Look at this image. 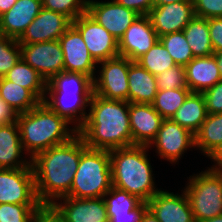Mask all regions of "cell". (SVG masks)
<instances>
[{
    "label": "cell",
    "mask_w": 222,
    "mask_h": 222,
    "mask_svg": "<svg viewBox=\"0 0 222 222\" xmlns=\"http://www.w3.org/2000/svg\"><path fill=\"white\" fill-rule=\"evenodd\" d=\"M88 147L77 134L70 141L41 151L31 159L39 202L50 207L70 193L81 154Z\"/></svg>",
    "instance_id": "1"
},
{
    "label": "cell",
    "mask_w": 222,
    "mask_h": 222,
    "mask_svg": "<svg viewBox=\"0 0 222 222\" xmlns=\"http://www.w3.org/2000/svg\"><path fill=\"white\" fill-rule=\"evenodd\" d=\"M78 134L91 149L110 151L132 146L129 102L108 100L93 93Z\"/></svg>",
    "instance_id": "2"
},
{
    "label": "cell",
    "mask_w": 222,
    "mask_h": 222,
    "mask_svg": "<svg viewBox=\"0 0 222 222\" xmlns=\"http://www.w3.org/2000/svg\"><path fill=\"white\" fill-rule=\"evenodd\" d=\"M24 152L32 159L41 151L70 141L78 130L66 119L40 102L32 110L17 115Z\"/></svg>",
    "instance_id": "3"
},
{
    "label": "cell",
    "mask_w": 222,
    "mask_h": 222,
    "mask_svg": "<svg viewBox=\"0 0 222 222\" xmlns=\"http://www.w3.org/2000/svg\"><path fill=\"white\" fill-rule=\"evenodd\" d=\"M92 94L91 77L63 71L47 82L43 103L79 130L86 121Z\"/></svg>",
    "instance_id": "4"
},
{
    "label": "cell",
    "mask_w": 222,
    "mask_h": 222,
    "mask_svg": "<svg viewBox=\"0 0 222 222\" xmlns=\"http://www.w3.org/2000/svg\"><path fill=\"white\" fill-rule=\"evenodd\" d=\"M148 151L149 147L145 145L109 151L113 187L137 196L146 203L161 190L155 184Z\"/></svg>",
    "instance_id": "5"
},
{
    "label": "cell",
    "mask_w": 222,
    "mask_h": 222,
    "mask_svg": "<svg viewBox=\"0 0 222 222\" xmlns=\"http://www.w3.org/2000/svg\"><path fill=\"white\" fill-rule=\"evenodd\" d=\"M113 187L108 150L87 148L80 157L70 193L67 197L100 198Z\"/></svg>",
    "instance_id": "6"
},
{
    "label": "cell",
    "mask_w": 222,
    "mask_h": 222,
    "mask_svg": "<svg viewBox=\"0 0 222 222\" xmlns=\"http://www.w3.org/2000/svg\"><path fill=\"white\" fill-rule=\"evenodd\" d=\"M183 189L195 222L222 215V172L207 167L190 175Z\"/></svg>",
    "instance_id": "7"
},
{
    "label": "cell",
    "mask_w": 222,
    "mask_h": 222,
    "mask_svg": "<svg viewBox=\"0 0 222 222\" xmlns=\"http://www.w3.org/2000/svg\"><path fill=\"white\" fill-rule=\"evenodd\" d=\"M132 61L123 56H117L98 62V75L93 79V93L108 99L128 102V71ZM97 76V77H96Z\"/></svg>",
    "instance_id": "8"
},
{
    "label": "cell",
    "mask_w": 222,
    "mask_h": 222,
    "mask_svg": "<svg viewBox=\"0 0 222 222\" xmlns=\"http://www.w3.org/2000/svg\"><path fill=\"white\" fill-rule=\"evenodd\" d=\"M153 146L160 159L175 165L179 164L187 150L195 149V136L171 119H164L155 139L148 147L152 150Z\"/></svg>",
    "instance_id": "9"
},
{
    "label": "cell",
    "mask_w": 222,
    "mask_h": 222,
    "mask_svg": "<svg viewBox=\"0 0 222 222\" xmlns=\"http://www.w3.org/2000/svg\"><path fill=\"white\" fill-rule=\"evenodd\" d=\"M41 204L35 191L32 167L0 168V204Z\"/></svg>",
    "instance_id": "10"
},
{
    "label": "cell",
    "mask_w": 222,
    "mask_h": 222,
    "mask_svg": "<svg viewBox=\"0 0 222 222\" xmlns=\"http://www.w3.org/2000/svg\"><path fill=\"white\" fill-rule=\"evenodd\" d=\"M72 24L81 33L90 55L97 63L119 56L118 40L87 12Z\"/></svg>",
    "instance_id": "11"
},
{
    "label": "cell",
    "mask_w": 222,
    "mask_h": 222,
    "mask_svg": "<svg viewBox=\"0 0 222 222\" xmlns=\"http://www.w3.org/2000/svg\"><path fill=\"white\" fill-rule=\"evenodd\" d=\"M21 58L48 82L64 71V54L58 40L20 44Z\"/></svg>",
    "instance_id": "12"
},
{
    "label": "cell",
    "mask_w": 222,
    "mask_h": 222,
    "mask_svg": "<svg viewBox=\"0 0 222 222\" xmlns=\"http://www.w3.org/2000/svg\"><path fill=\"white\" fill-rule=\"evenodd\" d=\"M50 208L65 222H109L104 197L79 199L65 196L57 199Z\"/></svg>",
    "instance_id": "13"
},
{
    "label": "cell",
    "mask_w": 222,
    "mask_h": 222,
    "mask_svg": "<svg viewBox=\"0 0 222 222\" xmlns=\"http://www.w3.org/2000/svg\"><path fill=\"white\" fill-rule=\"evenodd\" d=\"M87 13L118 41L134 20L140 16L134 10L122 6L116 0L107 2L88 0Z\"/></svg>",
    "instance_id": "14"
},
{
    "label": "cell",
    "mask_w": 222,
    "mask_h": 222,
    "mask_svg": "<svg viewBox=\"0 0 222 222\" xmlns=\"http://www.w3.org/2000/svg\"><path fill=\"white\" fill-rule=\"evenodd\" d=\"M58 41L64 54V71L94 79L98 63L90 55L79 30L72 24Z\"/></svg>",
    "instance_id": "15"
},
{
    "label": "cell",
    "mask_w": 222,
    "mask_h": 222,
    "mask_svg": "<svg viewBox=\"0 0 222 222\" xmlns=\"http://www.w3.org/2000/svg\"><path fill=\"white\" fill-rule=\"evenodd\" d=\"M158 40L159 37L148 15H140L118 41L119 55L137 61Z\"/></svg>",
    "instance_id": "16"
},
{
    "label": "cell",
    "mask_w": 222,
    "mask_h": 222,
    "mask_svg": "<svg viewBox=\"0 0 222 222\" xmlns=\"http://www.w3.org/2000/svg\"><path fill=\"white\" fill-rule=\"evenodd\" d=\"M71 25L72 21L67 16L42 8L18 42L32 44L58 40Z\"/></svg>",
    "instance_id": "17"
},
{
    "label": "cell",
    "mask_w": 222,
    "mask_h": 222,
    "mask_svg": "<svg viewBox=\"0 0 222 222\" xmlns=\"http://www.w3.org/2000/svg\"><path fill=\"white\" fill-rule=\"evenodd\" d=\"M193 1H181L161 6H154L148 17L158 37L183 31L185 26L194 18Z\"/></svg>",
    "instance_id": "18"
},
{
    "label": "cell",
    "mask_w": 222,
    "mask_h": 222,
    "mask_svg": "<svg viewBox=\"0 0 222 222\" xmlns=\"http://www.w3.org/2000/svg\"><path fill=\"white\" fill-rule=\"evenodd\" d=\"M180 193L158 191L147 207L160 222H195L188 197L184 190Z\"/></svg>",
    "instance_id": "19"
},
{
    "label": "cell",
    "mask_w": 222,
    "mask_h": 222,
    "mask_svg": "<svg viewBox=\"0 0 222 222\" xmlns=\"http://www.w3.org/2000/svg\"><path fill=\"white\" fill-rule=\"evenodd\" d=\"M132 145L149 146L155 139L164 118L152 104L129 103Z\"/></svg>",
    "instance_id": "20"
},
{
    "label": "cell",
    "mask_w": 222,
    "mask_h": 222,
    "mask_svg": "<svg viewBox=\"0 0 222 222\" xmlns=\"http://www.w3.org/2000/svg\"><path fill=\"white\" fill-rule=\"evenodd\" d=\"M42 8V0H17L0 16V34L18 40Z\"/></svg>",
    "instance_id": "21"
},
{
    "label": "cell",
    "mask_w": 222,
    "mask_h": 222,
    "mask_svg": "<svg viewBox=\"0 0 222 222\" xmlns=\"http://www.w3.org/2000/svg\"><path fill=\"white\" fill-rule=\"evenodd\" d=\"M23 151L17 122L0 125V168L32 167L31 158Z\"/></svg>",
    "instance_id": "22"
},
{
    "label": "cell",
    "mask_w": 222,
    "mask_h": 222,
    "mask_svg": "<svg viewBox=\"0 0 222 222\" xmlns=\"http://www.w3.org/2000/svg\"><path fill=\"white\" fill-rule=\"evenodd\" d=\"M186 82L191 92L203 93L222 80L214 55L194 57L186 66Z\"/></svg>",
    "instance_id": "23"
},
{
    "label": "cell",
    "mask_w": 222,
    "mask_h": 222,
    "mask_svg": "<svg viewBox=\"0 0 222 222\" xmlns=\"http://www.w3.org/2000/svg\"><path fill=\"white\" fill-rule=\"evenodd\" d=\"M128 87L129 103L152 104L158 91L155 75L136 61H132L129 65Z\"/></svg>",
    "instance_id": "24"
},
{
    "label": "cell",
    "mask_w": 222,
    "mask_h": 222,
    "mask_svg": "<svg viewBox=\"0 0 222 222\" xmlns=\"http://www.w3.org/2000/svg\"><path fill=\"white\" fill-rule=\"evenodd\" d=\"M207 116L208 112L204 95L202 93L190 92L171 120L195 135Z\"/></svg>",
    "instance_id": "25"
},
{
    "label": "cell",
    "mask_w": 222,
    "mask_h": 222,
    "mask_svg": "<svg viewBox=\"0 0 222 222\" xmlns=\"http://www.w3.org/2000/svg\"><path fill=\"white\" fill-rule=\"evenodd\" d=\"M195 136V149L206 157L222 144V113L208 114Z\"/></svg>",
    "instance_id": "26"
},
{
    "label": "cell",
    "mask_w": 222,
    "mask_h": 222,
    "mask_svg": "<svg viewBox=\"0 0 222 222\" xmlns=\"http://www.w3.org/2000/svg\"><path fill=\"white\" fill-rule=\"evenodd\" d=\"M183 33L194 57H205L214 53L208 19L194 16L183 29Z\"/></svg>",
    "instance_id": "27"
},
{
    "label": "cell",
    "mask_w": 222,
    "mask_h": 222,
    "mask_svg": "<svg viewBox=\"0 0 222 222\" xmlns=\"http://www.w3.org/2000/svg\"><path fill=\"white\" fill-rule=\"evenodd\" d=\"M4 77L30 90L41 102H43L47 82L40 73L27 64L22 58Z\"/></svg>",
    "instance_id": "28"
},
{
    "label": "cell",
    "mask_w": 222,
    "mask_h": 222,
    "mask_svg": "<svg viewBox=\"0 0 222 222\" xmlns=\"http://www.w3.org/2000/svg\"><path fill=\"white\" fill-rule=\"evenodd\" d=\"M0 98L18 114L32 110L41 102L30 90L5 77L0 78Z\"/></svg>",
    "instance_id": "29"
},
{
    "label": "cell",
    "mask_w": 222,
    "mask_h": 222,
    "mask_svg": "<svg viewBox=\"0 0 222 222\" xmlns=\"http://www.w3.org/2000/svg\"><path fill=\"white\" fill-rule=\"evenodd\" d=\"M190 92L189 88L158 90L152 106L164 119H171Z\"/></svg>",
    "instance_id": "30"
},
{
    "label": "cell",
    "mask_w": 222,
    "mask_h": 222,
    "mask_svg": "<svg viewBox=\"0 0 222 222\" xmlns=\"http://www.w3.org/2000/svg\"><path fill=\"white\" fill-rule=\"evenodd\" d=\"M136 62L152 75H158L176 65L167 49L159 40Z\"/></svg>",
    "instance_id": "31"
},
{
    "label": "cell",
    "mask_w": 222,
    "mask_h": 222,
    "mask_svg": "<svg viewBox=\"0 0 222 222\" xmlns=\"http://www.w3.org/2000/svg\"><path fill=\"white\" fill-rule=\"evenodd\" d=\"M104 200L108 218H110L112 215L128 214L143 202L137 196L115 187H112L104 195Z\"/></svg>",
    "instance_id": "32"
},
{
    "label": "cell",
    "mask_w": 222,
    "mask_h": 222,
    "mask_svg": "<svg viewBox=\"0 0 222 222\" xmlns=\"http://www.w3.org/2000/svg\"><path fill=\"white\" fill-rule=\"evenodd\" d=\"M159 41L167 49L176 65L186 66L194 58L183 31L162 35Z\"/></svg>",
    "instance_id": "33"
},
{
    "label": "cell",
    "mask_w": 222,
    "mask_h": 222,
    "mask_svg": "<svg viewBox=\"0 0 222 222\" xmlns=\"http://www.w3.org/2000/svg\"><path fill=\"white\" fill-rule=\"evenodd\" d=\"M42 204H0V222H33Z\"/></svg>",
    "instance_id": "34"
},
{
    "label": "cell",
    "mask_w": 222,
    "mask_h": 222,
    "mask_svg": "<svg viewBox=\"0 0 222 222\" xmlns=\"http://www.w3.org/2000/svg\"><path fill=\"white\" fill-rule=\"evenodd\" d=\"M20 59L21 49L18 40L0 34V78L4 77Z\"/></svg>",
    "instance_id": "35"
},
{
    "label": "cell",
    "mask_w": 222,
    "mask_h": 222,
    "mask_svg": "<svg viewBox=\"0 0 222 222\" xmlns=\"http://www.w3.org/2000/svg\"><path fill=\"white\" fill-rule=\"evenodd\" d=\"M88 0H42L45 9L67 16L71 21L87 12Z\"/></svg>",
    "instance_id": "36"
},
{
    "label": "cell",
    "mask_w": 222,
    "mask_h": 222,
    "mask_svg": "<svg viewBox=\"0 0 222 222\" xmlns=\"http://www.w3.org/2000/svg\"><path fill=\"white\" fill-rule=\"evenodd\" d=\"M158 90L188 88L185 66L175 65L164 72L155 75Z\"/></svg>",
    "instance_id": "37"
},
{
    "label": "cell",
    "mask_w": 222,
    "mask_h": 222,
    "mask_svg": "<svg viewBox=\"0 0 222 222\" xmlns=\"http://www.w3.org/2000/svg\"><path fill=\"white\" fill-rule=\"evenodd\" d=\"M195 16L201 18L222 17V0H192Z\"/></svg>",
    "instance_id": "38"
},
{
    "label": "cell",
    "mask_w": 222,
    "mask_h": 222,
    "mask_svg": "<svg viewBox=\"0 0 222 222\" xmlns=\"http://www.w3.org/2000/svg\"><path fill=\"white\" fill-rule=\"evenodd\" d=\"M208 114L222 113V80L202 93Z\"/></svg>",
    "instance_id": "39"
},
{
    "label": "cell",
    "mask_w": 222,
    "mask_h": 222,
    "mask_svg": "<svg viewBox=\"0 0 222 222\" xmlns=\"http://www.w3.org/2000/svg\"><path fill=\"white\" fill-rule=\"evenodd\" d=\"M209 35L214 52L222 51V17L208 19Z\"/></svg>",
    "instance_id": "40"
},
{
    "label": "cell",
    "mask_w": 222,
    "mask_h": 222,
    "mask_svg": "<svg viewBox=\"0 0 222 222\" xmlns=\"http://www.w3.org/2000/svg\"><path fill=\"white\" fill-rule=\"evenodd\" d=\"M122 6L134 10L139 15H148L154 7L153 0H116Z\"/></svg>",
    "instance_id": "41"
},
{
    "label": "cell",
    "mask_w": 222,
    "mask_h": 222,
    "mask_svg": "<svg viewBox=\"0 0 222 222\" xmlns=\"http://www.w3.org/2000/svg\"><path fill=\"white\" fill-rule=\"evenodd\" d=\"M147 208V203L142 202L136 209L128 214L112 215L109 222H140L143 211Z\"/></svg>",
    "instance_id": "42"
},
{
    "label": "cell",
    "mask_w": 222,
    "mask_h": 222,
    "mask_svg": "<svg viewBox=\"0 0 222 222\" xmlns=\"http://www.w3.org/2000/svg\"><path fill=\"white\" fill-rule=\"evenodd\" d=\"M18 113L12 109L2 98H0V125L15 123Z\"/></svg>",
    "instance_id": "43"
},
{
    "label": "cell",
    "mask_w": 222,
    "mask_h": 222,
    "mask_svg": "<svg viewBox=\"0 0 222 222\" xmlns=\"http://www.w3.org/2000/svg\"><path fill=\"white\" fill-rule=\"evenodd\" d=\"M37 217L42 222H65L59 215H57L50 207H43L38 213Z\"/></svg>",
    "instance_id": "44"
},
{
    "label": "cell",
    "mask_w": 222,
    "mask_h": 222,
    "mask_svg": "<svg viewBox=\"0 0 222 222\" xmlns=\"http://www.w3.org/2000/svg\"><path fill=\"white\" fill-rule=\"evenodd\" d=\"M209 159L213 162V165L208 168L222 172V144L211 154Z\"/></svg>",
    "instance_id": "45"
},
{
    "label": "cell",
    "mask_w": 222,
    "mask_h": 222,
    "mask_svg": "<svg viewBox=\"0 0 222 222\" xmlns=\"http://www.w3.org/2000/svg\"><path fill=\"white\" fill-rule=\"evenodd\" d=\"M140 222H160L152 211L147 207L141 216Z\"/></svg>",
    "instance_id": "46"
},
{
    "label": "cell",
    "mask_w": 222,
    "mask_h": 222,
    "mask_svg": "<svg viewBox=\"0 0 222 222\" xmlns=\"http://www.w3.org/2000/svg\"><path fill=\"white\" fill-rule=\"evenodd\" d=\"M17 0H0V16L10 10Z\"/></svg>",
    "instance_id": "47"
},
{
    "label": "cell",
    "mask_w": 222,
    "mask_h": 222,
    "mask_svg": "<svg viewBox=\"0 0 222 222\" xmlns=\"http://www.w3.org/2000/svg\"><path fill=\"white\" fill-rule=\"evenodd\" d=\"M213 55L216 59L218 69H219V73L222 77V51L221 52H214Z\"/></svg>",
    "instance_id": "48"
},
{
    "label": "cell",
    "mask_w": 222,
    "mask_h": 222,
    "mask_svg": "<svg viewBox=\"0 0 222 222\" xmlns=\"http://www.w3.org/2000/svg\"><path fill=\"white\" fill-rule=\"evenodd\" d=\"M181 1H192V0H153L154 6H161L169 3H177Z\"/></svg>",
    "instance_id": "49"
},
{
    "label": "cell",
    "mask_w": 222,
    "mask_h": 222,
    "mask_svg": "<svg viewBox=\"0 0 222 222\" xmlns=\"http://www.w3.org/2000/svg\"><path fill=\"white\" fill-rule=\"evenodd\" d=\"M200 222H222V215L215 216V217L209 218V219H205V220L200 221Z\"/></svg>",
    "instance_id": "50"
},
{
    "label": "cell",
    "mask_w": 222,
    "mask_h": 222,
    "mask_svg": "<svg viewBox=\"0 0 222 222\" xmlns=\"http://www.w3.org/2000/svg\"><path fill=\"white\" fill-rule=\"evenodd\" d=\"M33 222H42V221L38 217H36Z\"/></svg>",
    "instance_id": "51"
}]
</instances>
